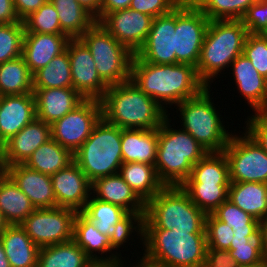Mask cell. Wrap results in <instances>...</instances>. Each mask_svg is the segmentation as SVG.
<instances>
[{"instance_id": "6da1fadb", "label": "cell", "mask_w": 267, "mask_h": 267, "mask_svg": "<svg viewBox=\"0 0 267 267\" xmlns=\"http://www.w3.org/2000/svg\"><path fill=\"white\" fill-rule=\"evenodd\" d=\"M130 80L153 98L166 112L168 108L199 95L207 86L200 80L196 67L190 64H152L135 54Z\"/></svg>"}, {"instance_id": "7a4b0ae2", "label": "cell", "mask_w": 267, "mask_h": 267, "mask_svg": "<svg viewBox=\"0 0 267 267\" xmlns=\"http://www.w3.org/2000/svg\"><path fill=\"white\" fill-rule=\"evenodd\" d=\"M144 250L140 258L154 267H203L206 231H173L172 229H139Z\"/></svg>"}, {"instance_id": "3957f363", "label": "cell", "mask_w": 267, "mask_h": 267, "mask_svg": "<svg viewBox=\"0 0 267 267\" xmlns=\"http://www.w3.org/2000/svg\"><path fill=\"white\" fill-rule=\"evenodd\" d=\"M100 103L102 118L121 129H158L168 116V112L131 80L109 86Z\"/></svg>"}, {"instance_id": "277c9868", "label": "cell", "mask_w": 267, "mask_h": 267, "mask_svg": "<svg viewBox=\"0 0 267 267\" xmlns=\"http://www.w3.org/2000/svg\"><path fill=\"white\" fill-rule=\"evenodd\" d=\"M158 128L155 169L165 186H180L190 176L193 166L209 152L187 131L171 125V117ZM170 117V118H169Z\"/></svg>"}, {"instance_id": "5b68a950", "label": "cell", "mask_w": 267, "mask_h": 267, "mask_svg": "<svg viewBox=\"0 0 267 267\" xmlns=\"http://www.w3.org/2000/svg\"><path fill=\"white\" fill-rule=\"evenodd\" d=\"M248 35L242 20H211L205 34L200 57L196 66L200 80L211 87L214 78L243 54ZM220 73V74H219Z\"/></svg>"}, {"instance_id": "8992f818", "label": "cell", "mask_w": 267, "mask_h": 267, "mask_svg": "<svg viewBox=\"0 0 267 267\" xmlns=\"http://www.w3.org/2000/svg\"><path fill=\"white\" fill-rule=\"evenodd\" d=\"M206 216L181 186H164L146 203L139 229L206 231Z\"/></svg>"}, {"instance_id": "52a82bcc", "label": "cell", "mask_w": 267, "mask_h": 267, "mask_svg": "<svg viewBox=\"0 0 267 267\" xmlns=\"http://www.w3.org/2000/svg\"><path fill=\"white\" fill-rule=\"evenodd\" d=\"M211 87H206L199 95L184 100L174 106L181 128L187 131L208 152H223L232 136L219 110L212 101ZM228 128V130H226ZM229 131V132H228ZM231 131V133H230Z\"/></svg>"}, {"instance_id": "ba28073f", "label": "cell", "mask_w": 267, "mask_h": 267, "mask_svg": "<svg viewBox=\"0 0 267 267\" xmlns=\"http://www.w3.org/2000/svg\"><path fill=\"white\" fill-rule=\"evenodd\" d=\"M121 135L120 127L101 118L88 139L73 154L74 162L91 183L98 178L119 173L123 163Z\"/></svg>"}, {"instance_id": "9c48e42d", "label": "cell", "mask_w": 267, "mask_h": 267, "mask_svg": "<svg viewBox=\"0 0 267 267\" xmlns=\"http://www.w3.org/2000/svg\"><path fill=\"white\" fill-rule=\"evenodd\" d=\"M79 39L91 51L97 72L108 86L130 80L134 54L99 22L85 31Z\"/></svg>"}, {"instance_id": "30bf717a", "label": "cell", "mask_w": 267, "mask_h": 267, "mask_svg": "<svg viewBox=\"0 0 267 267\" xmlns=\"http://www.w3.org/2000/svg\"><path fill=\"white\" fill-rule=\"evenodd\" d=\"M235 131L223 150L230 182L267 184V153L245 130L241 135Z\"/></svg>"}, {"instance_id": "8fae6325", "label": "cell", "mask_w": 267, "mask_h": 267, "mask_svg": "<svg viewBox=\"0 0 267 267\" xmlns=\"http://www.w3.org/2000/svg\"><path fill=\"white\" fill-rule=\"evenodd\" d=\"M76 213L67 207L36 208L20 226L39 248L65 243L73 240Z\"/></svg>"}, {"instance_id": "7c38bea8", "label": "cell", "mask_w": 267, "mask_h": 267, "mask_svg": "<svg viewBox=\"0 0 267 267\" xmlns=\"http://www.w3.org/2000/svg\"><path fill=\"white\" fill-rule=\"evenodd\" d=\"M101 118L100 100L85 99L74 110L51 124L52 139L74 154Z\"/></svg>"}, {"instance_id": "4fadbf2b", "label": "cell", "mask_w": 267, "mask_h": 267, "mask_svg": "<svg viewBox=\"0 0 267 267\" xmlns=\"http://www.w3.org/2000/svg\"><path fill=\"white\" fill-rule=\"evenodd\" d=\"M209 21L198 7H176V63L197 66Z\"/></svg>"}, {"instance_id": "5bb4252c", "label": "cell", "mask_w": 267, "mask_h": 267, "mask_svg": "<svg viewBox=\"0 0 267 267\" xmlns=\"http://www.w3.org/2000/svg\"><path fill=\"white\" fill-rule=\"evenodd\" d=\"M81 212L119 248L122 246L124 248L125 243L127 245L130 239H134L131 238L134 237L133 232L139 236V222L118 205L99 200L92 195Z\"/></svg>"}, {"instance_id": "9a60e30c", "label": "cell", "mask_w": 267, "mask_h": 267, "mask_svg": "<svg viewBox=\"0 0 267 267\" xmlns=\"http://www.w3.org/2000/svg\"><path fill=\"white\" fill-rule=\"evenodd\" d=\"M66 50L70 59L73 89L84 99L100 100L109 86L100 78L91 51L79 39H71Z\"/></svg>"}, {"instance_id": "2e32d148", "label": "cell", "mask_w": 267, "mask_h": 267, "mask_svg": "<svg viewBox=\"0 0 267 267\" xmlns=\"http://www.w3.org/2000/svg\"><path fill=\"white\" fill-rule=\"evenodd\" d=\"M73 240L98 267H111L123 259L117 252L119 247L82 212H77L74 219Z\"/></svg>"}, {"instance_id": "e0dca14e", "label": "cell", "mask_w": 267, "mask_h": 267, "mask_svg": "<svg viewBox=\"0 0 267 267\" xmlns=\"http://www.w3.org/2000/svg\"><path fill=\"white\" fill-rule=\"evenodd\" d=\"M153 17L126 8L106 14L99 23L133 54L144 45Z\"/></svg>"}, {"instance_id": "ac0fdd59", "label": "cell", "mask_w": 267, "mask_h": 267, "mask_svg": "<svg viewBox=\"0 0 267 267\" xmlns=\"http://www.w3.org/2000/svg\"><path fill=\"white\" fill-rule=\"evenodd\" d=\"M175 29L176 8L153 18L147 39L135 55L152 64H176Z\"/></svg>"}, {"instance_id": "d6986e66", "label": "cell", "mask_w": 267, "mask_h": 267, "mask_svg": "<svg viewBox=\"0 0 267 267\" xmlns=\"http://www.w3.org/2000/svg\"><path fill=\"white\" fill-rule=\"evenodd\" d=\"M58 207L81 212L90 199L92 183L73 161L66 168L51 175Z\"/></svg>"}, {"instance_id": "ffe728a7", "label": "cell", "mask_w": 267, "mask_h": 267, "mask_svg": "<svg viewBox=\"0 0 267 267\" xmlns=\"http://www.w3.org/2000/svg\"><path fill=\"white\" fill-rule=\"evenodd\" d=\"M50 139H52L51 125L36 117L4 144L3 169L15 164H24Z\"/></svg>"}, {"instance_id": "44dd1931", "label": "cell", "mask_w": 267, "mask_h": 267, "mask_svg": "<svg viewBox=\"0 0 267 267\" xmlns=\"http://www.w3.org/2000/svg\"><path fill=\"white\" fill-rule=\"evenodd\" d=\"M3 171L26 194L35 208L57 207L51 176L24 164L8 166Z\"/></svg>"}, {"instance_id": "7402d4cb", "label": "cell", "mask_w": 267, "mask_h": 267, "mask_svg": "<svg viewBox=\"0 0 267 267\" xmlns=\"http://www.w3.org/2000/svg\"><path fill=\"white\" fill-rule=\"evenodd\" d=\"M91 195L99 200L122 207L138 222L145 215L146 203L119 173L96 179L92 183Z\"/></svg>"}, {"instance_id": "603a6c76", "label": "cell", "mask_w": 267, "mask_h": 267, "mask_svg": "<svg viewBox=\"0 0 267 267\" xmlns=\"http://www.w3.org/2000/svg\"><path fill=\"white\" fill-rule=\"evenodd\" d=\"M36 117L33 93L0 96V140L5 144Z\"/></svg>"}, {"instance_id": "cb8c5ba5", "label": "cell", "mask_w": 267, "mask_h": 267, "mask_svg": "<svg viewBox=\"0 0 267 267\" xmlns=\"http://www.w3.org/2000/svg\"><path fill=\"white\" fill-rule=\"evenodd\" d=\"M71 38L66 34L25 32L22 56L32 74L66 51Z\"/></svg>"}, {"instance_id": "d4e9b609", "label": "cell", "mask_w": 267, "mask_h": 267, "mask_svg": "<svg viewBox=\"0 0 267 267\" xmlns=\"http://www.w3.org/2000/svg\"><path fill=\"white\" fill-rule=\"evenodd\" d=\"M33 95L37 118L49 125L74 110L85 100L73 88L33 89Z\"/></svg>"}, {"instance_id": "484cf974", "label": "cell", "mask_w": 267, "mask_h": 267, "mask_svg": "<svg viewBox=\"0 0 267 267\" xmlns=\"http://www.w3.org/2000/svg\"><path fill=\"white\" fill-rule=\"evenodd\" d=\"M233 81L238 94L243 96L252 112L263 113V96L265 92V78L253 67L250 60L243 54L239 55L231 64Z\"/></svg>"}, {"instance_id": "4316f807", "label": "cell", "mask_w": 267, "mask_h": 267, "mask_svg": "<svg viewBox=\"0 0 267 267\" xmlns=\"http://www.w3.org/2000/svg\"><path fill=\"white\" fill-rule=\"evenodd\" d=\"M158 129H122L121 151L123 162L155 165Z\"/></svg>"}, {"instance_id": "83f0119b", "label": "cell", "mask_w": 267, "mask_h": 267, "mask_svg": "<svg viewBox=\"0 0 267 267\" xmlns=\"http://www.w3.org/2000/svg\"><path fill=\"white\" fill-rule=\"evenodd\" d=\"M0 237L11 267H37L40 248L20 225H8Z\"/></svg>"}, {"instance_id": "f1b7e54d", "label": "cell", "mask_w": 267, "mask_h": 267, "mask_svg": "<svg viewBox=\"0 0 267 267\" xmlns=\"http://www.w3.org/2000/svg\"><path fill=\"white\" fill-rule=\"evenodd\" d=\"M26 194L0 171V210L8 225H20L35 210Z\"/></svg>"}, {"instance_id": "f546056e", "label": "cell", "mask_w": 267, "mask_h": 267, "mask_svg": "<svg viewBox=\"0 0 267 267\" xmlns=\"http://www.w3.org/2000/svg\"><path fill=\"white\" fill-rule=\"evenodd\" d=\"M228 200L259 221L267 216V184L230 182Z\"/></svg>"}, {"instance_id": "4dcf8cb0", "label": "cell", "mask_w": 267, "mask_h": 267, "mask_svg": "<svg viewBox=\"0 0 267 267\" xmlns=\"http://www.w3.org/2000/svg\"><path fill=\"white\" fill-rule=\"evenodd\" d=\"M119 174L145 203L165 186L157 176L155 165L123 162Z\"/></svg>"}, {"instance_id": "1f68e13d", "label": "cell", "mask_w": 267, "mask_h": 267, "mask_svg": "<svg viewBox=\"0 0 267 267\" xmlns=\"http://www.w3.org/2000/svg\"><path fill=\"white\" fill-rule=\"evenodd\" d=\"M37 267H98L74 240L41 247Z\"/></svg>"}, {"instance_id": "d6a6232c", "label": "cell", "mask_w": 267, "mask_h": 267, "mask_svg": "<svg viewBox=\"0 0 267 267\" xmlns=\"http://www.w3.org/2000/svg\"><path fill=\"white\" fill-rule=\"evenodd\" d=\"M58 12L61 30L71 39L79 38L97 21L76 0H50Z\"/></svg>"}, {"instance_id": "836d02e7", "label": "cell", "mask_w": 267, "mask_h": 267, "mask_svg": "<svg viewBox=\"0 0 267 267\" xmlns=\"http://www.w3.org/2000/svg\"><path fill=\"white\" fill-rule=\"evenodd\" d=\"M33 93V74L23 56L0 64V96Z\"/></svg>"}, {"instance_id": "e575fe53", "label": "cell", "mask_w": 267, "mask_h": 267, "mask_svg": "<svg viewBox=\"0 0 267 267\" xmlns=\"http://www.w3.org/2000/svg\"><path fill=\"white\" fill-rule=\"evenodd\" d=\"M74 161L73 154L54 139L42 144L24 163L30 169L51 176Z\"/></svg>"}, {"instance_id": "d590c367", "label": "cell", "mask_w": 267, "mask_h": 267, "mask_svg": "<svg viewBox=\"0 0 267 267\" xmlns=\"http://www.w3.org/2000/svg\"><path fill=\"white\" fill-rule=\"evenodd\" d=\"M183 183L230 184L229 166L223 152H209L192 168Z\"/></svg>"}, {"instance_id": "8d00e7d4", "label": "cell", "mask_w": 267, "mask_h": 267, "mask_svg": "<svg viewBox=\"0 0 267 267\" xmlns=\"http://www.w3.org/2000/svg\"><path fill=\"white\" fill-rule=\"evenodd\" d=\"M44 88H73L67 50L33 74V89Z\"/></svg>"}, {"instance_id": "74e56055", "label": "cell", "mask_w": 267, "mask_h": 267, "mask_svg": "<svg viewBox=\"0 0 267 267\" xmlns=\"http://www.w3.org/2000/svg\"><path fill=\"white\" fill-rule=\"evenodd\" d=\"M180 186L200 210L210 214L228 199L230 184L183 183Z\"/></svg>"}, {"instance_id": "f35d334b", "label": "cell", "mask_w": 267, "mask_h": 267, "mask_svg": "<svg viewBox=\"0 0 267 267\" xmlns=\"http://www.w3.org/2000/svg\"><path fill=\"white\" fill-rule=\"evenodd\" d=\"M212 214L218 220L232 227L234 235L258 236L259 220L240 209L228 199Z\"/></svg>"}, {"instance_id": "ab89813d", "label": "cell", "mask_w": 267, "mask_h": 267, "mask_svg": "<svg viewBox=\"0 0 267 267\" xmlns=\"http://www.w3.org/2000/svg\"><path fill=\"white\" fill-rule=\"evenodd\" d=\"M229 253L240 267H264L266 263L259 236L234 235Z\"/></svg>"}, {"instance_id": "60d3db41", "label": "cell", "mask_w": 267, "mask_h": 267, "mask_svg": "<svg viewBox=\"0 0 267 267\" xmlns=\"http://www.w3.org/2000/svg\"><path fill=\"white\" fill-rule=\"evenodd\" d=\"M257 0H203L197 7L211 20H242Z\"/></svg>"}, {"instance_id": "b9f144b4", "label": "cell", "mask_w": 267, "mask_h": 267, "mask_svg": "<svg viewBox=\"0 0 267 267\" xmlns=\"http://www.w3.org/2000/svg\"><path fill=\"white\" fill-rule=\"evenodd\" d=\"M25 32L65 34L61 30L58 12L50 0L23 20Z\"/></svg>"}, {"instance_id": "7bdbcfd3", "label": "cell", "mask_w": 267, "mask_h": 267, "mask_svg": "<svg viewBox=\"0 0 267 267\" xmlns=\"http://www.w3.org/2000/svg\"><path fill=\"white\" fill-rule=\"evenodd\" d=\"M24 23L0 24V64L22 56Z\"/></svg>"}, {"instance_id": "ee69618b", "label": "cell", "mask_w": 267, "mask_h": 267, "mask_svg": "<svg viewBox=\"0 0 267 267\" xmlns=\"http://www.w3.org/2000/svg\"><path fill=\"white\" fill-rule=\"evenodd\" d=\"M243 55L250 60L261 76L267 78V37L263 34H248Z\"/></svg>"}, {"instance_id": "f6af8a7d", "label": "cell", "mask_w": 267, "mask_h": 267, "mask_svg": "<svg viewBox=\"0 0 267 267\" xmlns=\"http://www.w3.org/2000/svg\"><path fill=\"white\" fill-rule=\"evenodd\" d=\"M207 248L229 250L234 237L232 227L218 220L212 213L206 216Z\"/></svg>"}, {"instance_id": "bcb514c9", "label": "cell", "mask_w": 267, "mask_h": 267, "mask_svg": "<svg viewBox=\"0 0 267 267\" xmlns=\"http://www.w3.org/2000/svg\"><path fill=\"white\" fill-rule=\"evenodd\" d=\"M248 34H263L267 29V0H257L242 18Z\"/></svg>"}, {"instance_id": "7dc6e473", "label": "cell", "mask_w": 267, "mask_h": 267, "mask_svg": "<svg viewBox=\"0 0 267 267\" xmlns=\"http://www.w3.org/2000/svg\"><path fill=\"white\" fill-rule=\"evenodd\" d=\"M244 124H246V127H243V129L245 128L244 130L267 153V113L252 112Z\"/></svg>"}, {"instance_id": "c3c4849f", "label": "cell", "mask_w": 267, "mask_h": 267, "mask_svg": "<svg viewBox=\"0 0 267 267\" xmlns=\"http://www.w3.org/2000/svg\"><path fill=\"white\" fill-rule=\"evenodd\" d=\"M176 7L173 0H132L129 8L155 18L170 13Z\"/></svg>"}, {"instance_id": "681fc988", "label": "cell", "mask_w": 267, "mask_h": 267, "mask_svg": "<svg viewBox=\"0 0 267 267\" xmlns=\"http://www.w3.org/2000/svg\"><path fill=\"white\" fill-rule=\"evenodd\" d=\"M203 267H240L229 250L207 248Z\"/></svg>"}, {"instance_id": "f907efd6", "label": "cell", "mask_w": 267, "mask_h": 267, "mask_svg": "<svg viewBox=\"0 0 267 267\" xmlns=\"http://www.w3.org/2000/svg\"><path fill=\"white\" fill-rule=\"evenodd\" d=\"M17 15L21 21L37 11L47 0H13Z\"/></svg>"}, {"instance_id": "816d5d0a", "label": "cell", "mask_w": 267, "mask_h": 267, "mask_svg": "<svg viewBox=\"0 0 267 267\" xmlns=\"http://www.w3.org/2000/svg\"><path fill=\"white\" fill-rule=\"evenodd\" d=\"M19 19L13 0H0V24L18 23Z\"/></svg>"}, {"instance_id": "f5cc1de1", "label": "cell", "mask_w": 267, "mask_h": 267, "mask_svg": "<svg viewBox=\"0 0 267 267\" xmlns=\"http://www.w3.org/2000/svg\"><path fill=\"white\" fill-rule=\"evenodd\" d=\"M132 0H101L99 21L108 13L130 7Z\"/></svg>"}, {"instance_id": "db71d44e", "label": "cell", "mask_w": 267, "mask_h": 267, "mask_svg": "<svg viewBox=\"0 0 267 267\" xmlns=\"http://www.w3.org/2000/svg\"><path fill=\"white\" fill-rule=\"evenodd\" d=\"M83 8L90 12L99 22L100 2L101 0H76Z\"/></svg>"}, {"instance_id": "11a10c76", "label": "cell", "mask_w": 267, "mask_h": 267, "mask_svg": "<svg viewBox=\"0 0 267 267\" xmlns=\"http://www.w3.org/2000/svg\"><path fill=\"white\" fill-rule=\"evenodd\" d=\"M261 248L267 257V216L259 221V233Z\"/></svg>"}, {"instance_id": "9f6ffc18", "label": "cell", "mask_w": 267, "mask_h": 267, "mask_svg": "<svg viewBox=\"0 0 267 267\" xmlns=\"http://www.w3.org/2000/svg\"><path fill=\"white\" fill-rule=\"evenodd\" d=\"M176 6L197 7L203 0H173Z\"/></svg>"}, {"instance_id": "6f0895ef", "label": "cell", "mask_w": 267, "mask_h": 267, "mask_svg": "<svg viewBox=\"0 0 267 267\" xmlns=\"http://www.w3.org/2000/svg\"><path fill=\"white\" fill-rule=\"evenodd\" d=\"M137 261H138V262H137ZM137 261L134 262L135 265H134V264H133V265L128 264V266H126V263L124 264V262H126L125 259H124V261L122 260L121 262L115 264L113 267H154V266H152V265H149V264L143 262L141 259H139V260L137 259ZM136 263H137V264H136ZM129 265H130V266H129Z\"/></svg>"}, {"instance_id": "680465c9", "label": "cell", "mask_w": 267, "mask_h": 267, "mask_svg": "<svg viewBox=\"0 0 267 267\" xmlns=\"http://www.w3.org/2000/svg\"><path fill=\"white\" fill-rule=\"evenodd\" d=\"M0 267H11L7 259V256L5 254L1 237H0Z\"/></svg>"}, {"instance_id": "91938a15", "label": "cell", "mask_w": 267, "mask_h": 267, "mask_svg": "<svg viewBox=\"0 0 267 267\" xmlns=\"http://www.w3.org/2000/svg\"><path fill=\"white\" fill-rule=\"evenodd\" d=\"M263 113H267V78H265V92L263 96Z\"/></svg>"}, {"instance_id": "94428289", "label": "cell", "mask_w": 267, "mask_h": 267, "mask_svg": "<svg viewBox=\"0 0 267 267\" xmlns=\"http://www.w3.org/2000/svg\"><path fill=\"white\" fill-rule=\"evenodd\" d=\"M4 144L0 140V171L3 170Z\"/></svg>"}, {"instance_id": "6125c7cd", "label": "cell", "mask_w": 267, "mask_h": 267, "mask_svg": "<svg viewBox=\"0 0 267 267\" xmlns=\"http://www.w3.org/2000/svg\"><path fill=\"white\" fill-rule=\"evenodd\" d=\"M7 226H8V224L6 223V221L2 215V212L0 210V235Z\"/></svg>"}, {"instance_id": "be15d7a7", "label": "cell", "mask_w": 267, "mask_h": 267, "mask_svg": "<svg viewBox=\"0 0 267 267\" xmlns=\"http://www.w3.org/2000/svg\"><path fill=\"white\" fill-rule=\"evenodd\" d=\"M263 35H264L265 37H267V29H266V31L263 33Z\"/></svg>"}, {"instance_id": "e7e4bbea", "label": "cell", "mask_w": 267, "mask_h": 267, "mask_svg": "<svg viewBox=\"0 0 267 267\" xmlns=\"http://www.w3.org/2000/svg\"><path fill=\"white\" fill-rule=\"evenodd\" d=\"M264 267H267V257H266V263H265Z\"/></svg>"}]
</instances>
